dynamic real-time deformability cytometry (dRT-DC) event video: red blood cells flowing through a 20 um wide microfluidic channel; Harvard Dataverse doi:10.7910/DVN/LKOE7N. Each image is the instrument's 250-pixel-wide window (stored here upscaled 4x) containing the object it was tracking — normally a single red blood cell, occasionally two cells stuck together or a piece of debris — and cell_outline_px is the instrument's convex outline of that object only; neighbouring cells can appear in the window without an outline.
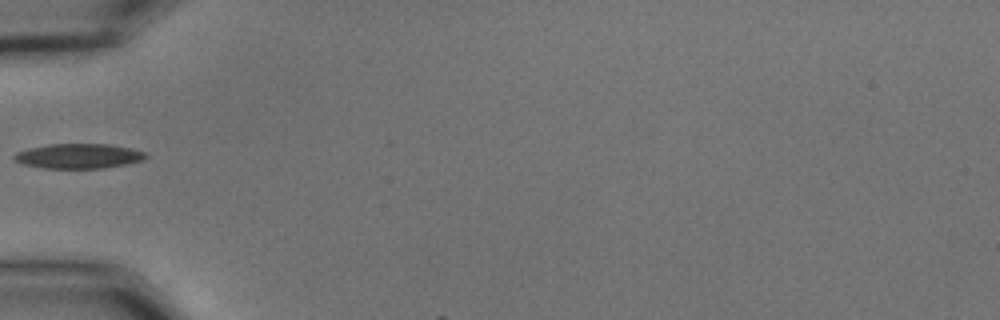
{"species": "common noctule bat (a hibernating species)", "species_latin": "Nyctalus noctula", "temperature_condition": "cold", "stored_images_in_passage": 16, "camera_frame_rate_fps": 3000, "um_per_image_px": 0.085, "animal": {"sex": "male", "body_mass_g": 15.6}, "frame": {"image": 1, "passage_image": 1, "time_ms": 0.0, "image_size_px": [1000, 320], "cell_outline_px": [[148, 156], [144, 160], [128, 164], [104, 168], [44, 168], [24, 164], [12, 160], [12, 156], [16, 152], [28, 148], [48, 144], [112, 144], [132, 148], [148, 152]], "centroid_in_image_um": [6.72, 13.26], "position_along_channel_um": 78.3, "area_um2": 19.36}}
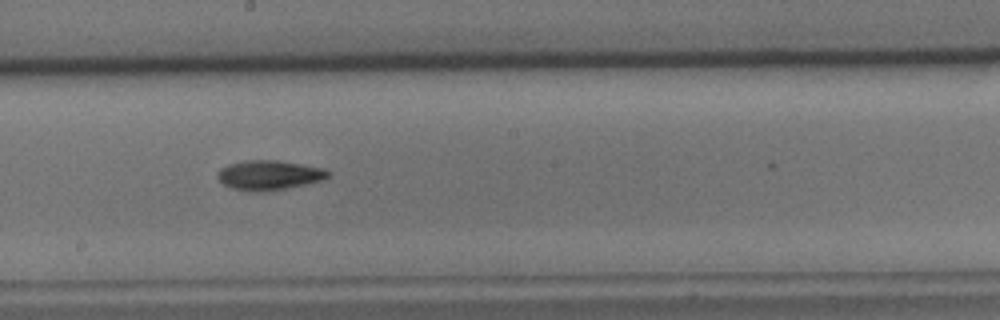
{"frame": {"image": 2, "passage_image": 13, "time_ms": 4.0, "image_size_px": [1000, 320], "cell_outline_px": [[332, 172], [324, 180], [264, 192], [256, 192], [232, 188], [224, 184], [216, 176], [216, 172], [220, 168], [228, 164], [244, 160], [276, 160], [324, 168]], "centroid_in_image_um": [22.85, 14.88], "position_along_channel_um": 225.3, "area_um2": 19.07}}